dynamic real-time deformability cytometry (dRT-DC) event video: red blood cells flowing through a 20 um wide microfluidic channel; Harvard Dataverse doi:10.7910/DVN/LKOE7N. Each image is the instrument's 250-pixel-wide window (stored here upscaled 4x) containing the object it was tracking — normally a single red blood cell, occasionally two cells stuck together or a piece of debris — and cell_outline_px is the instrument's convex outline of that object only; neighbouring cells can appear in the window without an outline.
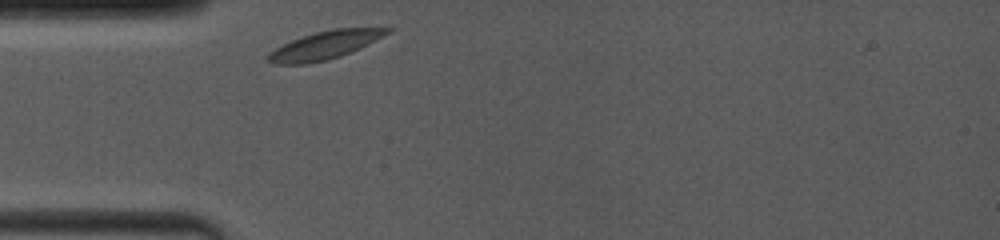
{"species": "common noctule bat (a hibernating species)", "species_latin": "Nyctalus noctula", "temperature_condition": "room temperature", "stored_images_in_passage": 48, "camera_frame_rate_fps": 4000, "um_per_image_px": 0.085, "animal": {"sex": "female", "body_mass_g": 19.0, "forearm_length_mm": 53.3}, "frame": {"image": 1, "passage_image": 1, "time_ms": 0.0, "image_size_px": [1000, 240], "cell_outline_px": [[392, 32], [360, 48], [340, 56], [328, 60], [304, 64], [272, 64], [268, 60], [268, 52], [300, 36], [316, 32], [336, 28], [392, 28]], "centroid_in_image_um": [27.61, 3.84], "position_along_channel_um": 57.4, "area_um2": 19.36}}
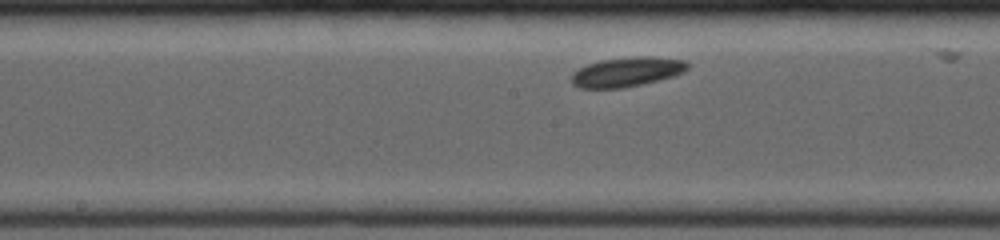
{"frame": {"image": 2, "passage_image": 22, "time_ms": 3.75, "image_size_px": [1000, 240], "cell_outline_px": [[692, 64], [684, 72], [676, 76], [644, 84], [620, 88], [580, 88], [572, 84], [572, 72], [588, 64], [600, 60], [632, 56], [652, 56], [688, 60]], "centroid_in_image_um": [53.37, 6.1], "position_along_channel_um": 194.8, "area_um2": 20.4}}
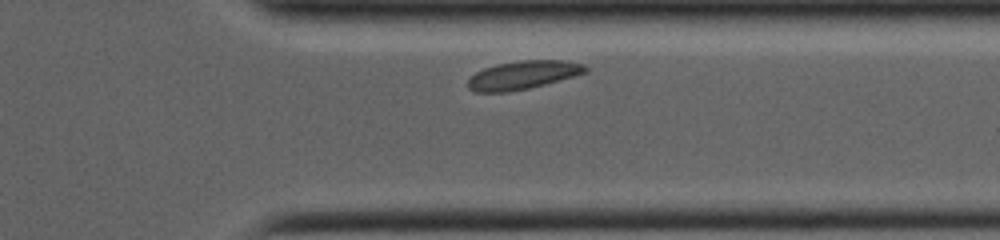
{"frame": {"image": 3, "passage_image": 42, "time_ms": 8.25, "image_size_px": [1000, 240], "cell_outline_px": [[588, 72], [576, 76], [528, 88], [508, 92], [476, 92], [468, 88], [468, 80], [476, 72], [484, 68], [496, 64], [520, 60], [564, 60], [584, 64], [588, 68]], "centroid_in_image_um": [44.48, 6.37], "position_along_channel_um": 366.9, "area_um2": 19.48}}